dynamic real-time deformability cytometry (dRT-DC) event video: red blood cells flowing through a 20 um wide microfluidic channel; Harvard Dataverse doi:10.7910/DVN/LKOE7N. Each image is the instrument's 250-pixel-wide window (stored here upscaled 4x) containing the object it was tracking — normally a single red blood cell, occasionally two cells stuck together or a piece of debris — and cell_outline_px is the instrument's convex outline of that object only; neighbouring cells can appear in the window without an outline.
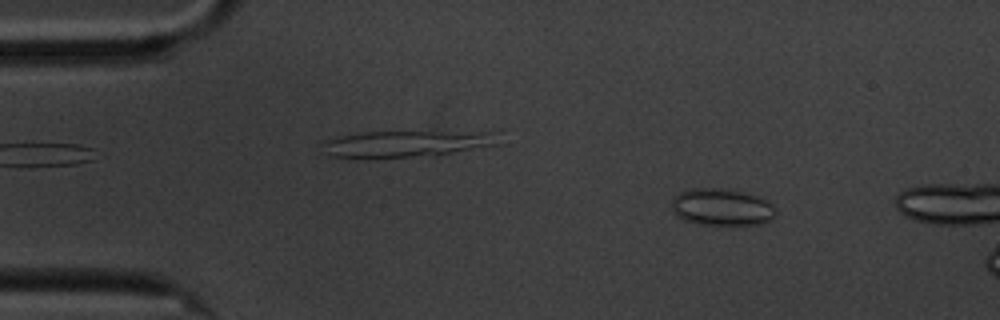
{"species": "common noctule bat (a hibernating species)", "species_latin": "Nyctalus noctula", "temperature_condition": "cold", "stored_images_in_passage": 17, "camera_frame_rate_fps": 3000, "um_per_image_px": 0.085, "animal": {"sex": "male", "body_mass_g": 20.1, "forearm_length_mm": 53.5}, "frame": {"image": 1, "passage_image": 8, "time_ms": 2.333, "image_size_px": [1000, 320], "cell_outline_px": [[776, 216], [768, 220], [756, 224], [704, 224], [684, 220], [676, 216], [672, 212], [672, 196], [680, 192], [692, 188], [720, 188], [744, 192], [764, 196], [776, 208]], "centroid_in_image_um": [61.36, 17.58], "position_along_channel_um": 23.6, "area_um2": 22.66}}